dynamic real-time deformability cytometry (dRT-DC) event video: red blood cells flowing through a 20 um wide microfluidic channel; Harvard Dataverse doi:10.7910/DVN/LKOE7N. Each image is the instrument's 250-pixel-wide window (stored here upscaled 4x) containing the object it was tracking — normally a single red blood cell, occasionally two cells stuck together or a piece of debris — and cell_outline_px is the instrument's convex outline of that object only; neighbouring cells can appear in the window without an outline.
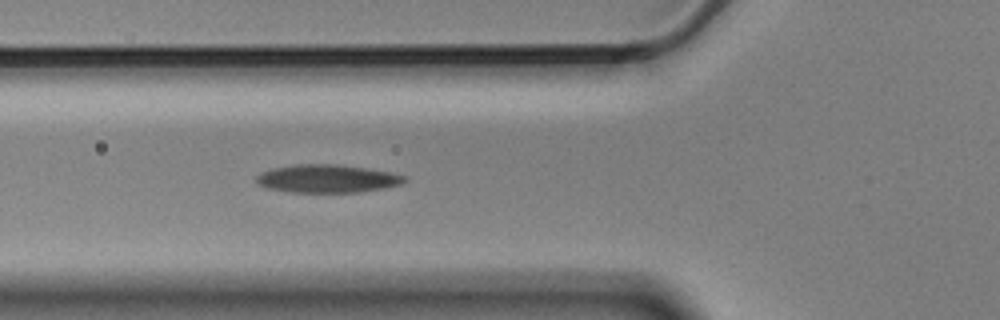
{"species": "Egyptian fruit bat (a non-hibernating species)", "species_latin": "Rousettus aegyptiacus", "temperature_condition": "cold", "stored_images_in_passage": 6, "segment_of_instrument_passage": [1, 2], "camera_frame_rate_fps": 3000, "um_per_image_px": 0.085, "animal": {"sex": "male"}, "frame": {"image": 1, "passage_image": 5, "time_ms": 1.333, "image_size_px": [1000, 320], "cell_outline_px": [[408, 180], [400, 184], [384, 188], [360, 192], [292, 192], [268, 188], [256, 184], [256, 176], [260, 172], [272, 168], [292, 164], [336, 164], [392, 172], [408, 176]], "centroid_in_image_um": [27.81, 15.18], "position_along_channel_um": 98.0, "area_um2": 24.39}}